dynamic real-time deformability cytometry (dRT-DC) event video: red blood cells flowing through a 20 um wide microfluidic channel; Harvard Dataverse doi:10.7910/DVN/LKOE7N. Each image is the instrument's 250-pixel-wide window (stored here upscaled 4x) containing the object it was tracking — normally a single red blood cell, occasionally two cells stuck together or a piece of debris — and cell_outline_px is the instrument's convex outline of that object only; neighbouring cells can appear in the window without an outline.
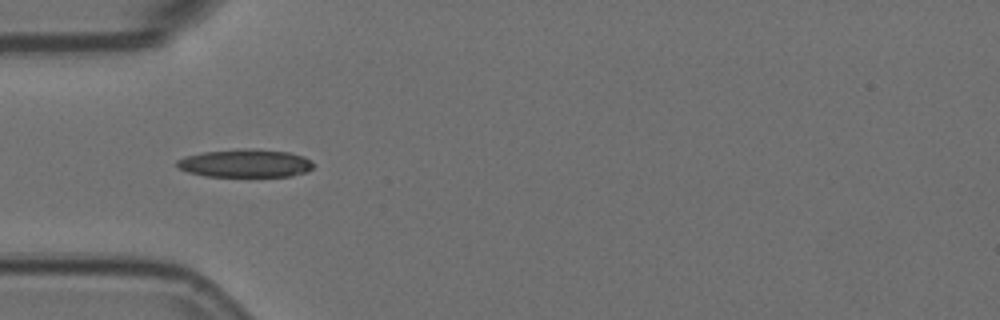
{"species": "Egyptian fruit bat (a non-hibernating species)", "species_latin": "Rousettus aegyptiacus", "temperature_condition": "room temperature", "stored_images_in_passage": 9, "camera_frame_rate_fps": 3000, "um_per_image_px": 0.085, "animal": {"sex": "female"}, "frame": {"image": 1, "passage_image": 5, "time_ms": 1.333, "image_size_px": [1000, 320], "cell_outline_px": [[312, 168], [308, 172], [292, 176], [204, 176], [188, 172], [180, 168], [176, 164], [176, 160], [184, 156], [204, 152], [240, 148], [256, 148], [288, 152], [304, 156], [312, 160]], "centroid_in_image_um": [20.87, 13.87], "position_along_channel_um": 64.1, "area_um2": 22.54}}
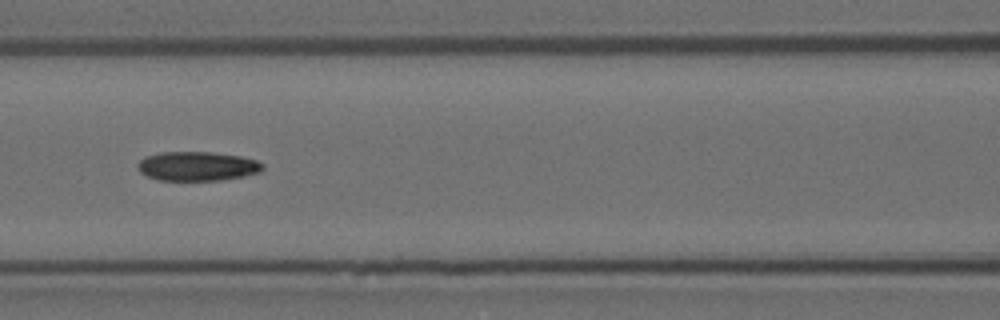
{"frame": {"image": 2, "passage_image": 7, "time_ms": 2.0, "image_size_px": [1000, 320], "cell_outline_px": [[264, 168], [260, 172], [244, 176], [220, 180], [156, 180], [140, 172], [136, 164], [144, 156], [160, 152], [212, 152], [240, 156], [256, 160], [264, 164]], "centroid_in_image_um": [16.75, 14.12], "position_along_channel_um": 149.8, "area_um2": 21.39}}
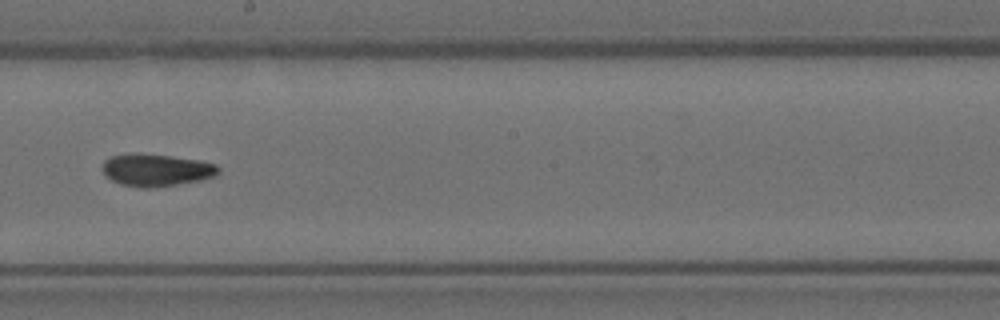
{"frame": {"image": 3, "passage_image": 9, "time_ms": 2.667, "image_size_px": [1000, 320], "cell_outline_px": [[220, 172], [216, 176], [200, 180], [176, 184], [148, 188], [140, 188], [120, 184], [104, 176], [100, 168], [104, 160], [112, 156], [172, 156], [200, 160], [216, 164], [220, 168]], "centroid_in_image_um": [13.3, 14.49], "position_along_channel_um": 234.9, "area_um2": 21.33}}